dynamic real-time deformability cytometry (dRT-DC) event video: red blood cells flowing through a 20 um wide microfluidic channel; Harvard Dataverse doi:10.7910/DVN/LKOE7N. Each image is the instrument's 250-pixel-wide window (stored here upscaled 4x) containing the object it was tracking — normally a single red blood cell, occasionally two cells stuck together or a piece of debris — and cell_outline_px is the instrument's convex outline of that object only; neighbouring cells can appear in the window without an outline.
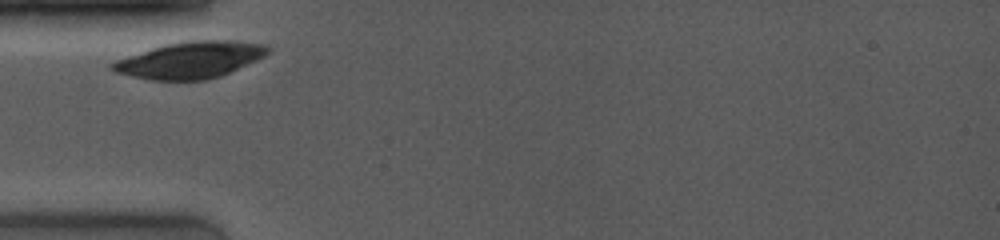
{"species": "common noctule bat (a hibernating species)", "species_latin": "Nyctalus noctula", "temperature_condition": "room temperature", "stored_images_in_passage": 5, "camera_frame_rate_fps": 4000, "um_per_image_px": 0.085, "animal": {"sex": "female", "body_mass_g": 19.0, "forearm_length_mm": 53.3}, "frame": {"image": 1, "passage_image": 1, "time_ms": 0.0, "image_size_px": [1000, 240], "cell_outline_px": [[272, 48], [264, 56], [220, 76], [204, 80], [152, 80], [132, 76], [116, 72], [108, 68], [108, 64], [116, 60], [164, 44], [188, 40], [228, 40], [268, 44]], "centroid_in_image_um": [16.16, 5.08], "position_along_channel_um": 68.8, "area_um2": 33.0}}